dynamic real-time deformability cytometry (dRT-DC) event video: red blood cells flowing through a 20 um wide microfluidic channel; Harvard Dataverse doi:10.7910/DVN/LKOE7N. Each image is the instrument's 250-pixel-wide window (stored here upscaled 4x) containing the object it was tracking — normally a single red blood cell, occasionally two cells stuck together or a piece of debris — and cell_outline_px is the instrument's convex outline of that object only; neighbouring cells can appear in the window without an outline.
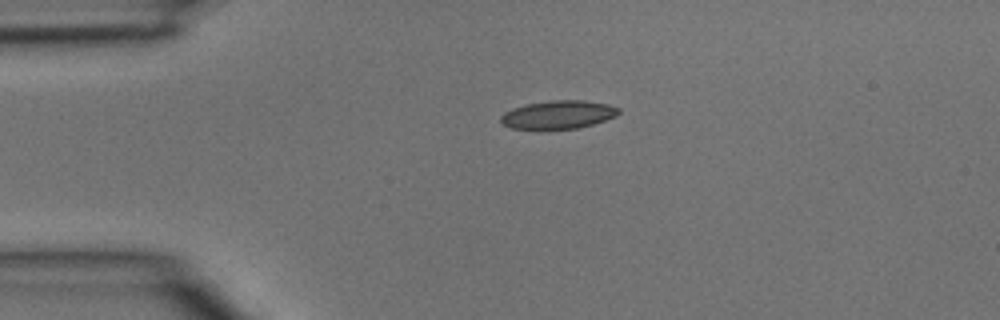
{"species": "common noctule bat (a hibernating species)", "species_latin": "Nyctalus noctula", "temperature_condition": "room temperature", "stored_images_in_passage": 2, "camera_frame_rate_fps": 3000, "um_per_image_px": 0.085, "animal": {"sex": "male", "body_mass_g": 15.6}, "frame": {"image": 1, "passage_image": 1, "time_ms": 0.0, "image_size_px": [1000, 320], "cell_outline_px": [[620, 112], [616, 116], [580, 128], [512, 128], [504, 124], [500, 120], [500, 116], [504, 112], [512, 108], [528, 104], [552, 100], [580, 100], [608, 104], [620, 108]], "centroid_in_image_um": [47.47, 9.73], "position_along_channel_um": 37.5, "area_um2": 19.07}}